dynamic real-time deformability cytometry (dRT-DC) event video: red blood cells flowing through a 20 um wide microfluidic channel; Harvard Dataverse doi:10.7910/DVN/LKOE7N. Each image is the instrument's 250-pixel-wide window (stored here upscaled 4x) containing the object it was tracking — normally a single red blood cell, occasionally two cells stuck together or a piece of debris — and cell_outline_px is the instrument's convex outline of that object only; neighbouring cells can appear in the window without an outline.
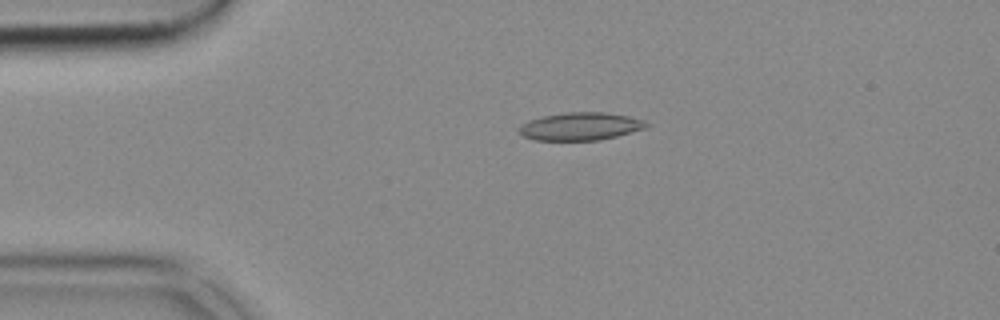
{"species": "common noctule bat (a hibernating species)", "species_latin": "Nyctalus noctula", "temperature_condition": "cold", "stored_images_in_passage": 37, "camera_frame_rate_fps": 3000, "um_per_image_px": 0.085, "animal": {"sex": "female", "body_mass_g": 18.4}, "frame": {"image": 1, "passage_image": 3, "time_ms": 0.667, "image_size_px": [1000, 320], "cell_outline_px": [[648, 124], [644, 128], [616, 136], [600, 140], [536, 140], [524, 136], [520, 132], [520, 128], [528, 120], [544, 116], [564, 112], [604, 112], [628, 116], [644, 120]], "centroid_in_image_um": [49.34, 10.73], "position_along_channel_um": 35.7, "area_um2": 20.29}}
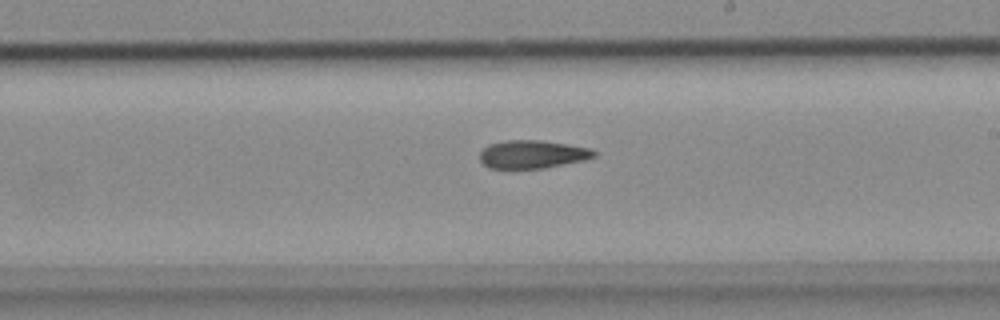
{"frame": {"image": 2, "passage_image": 22, "time_ms": 7.0, "image_size_px": [1000, 320], "cell_outline_px": [[596, 156], [584, 160], [544, 168], [488, 168], [480, 160], [480, 152], [488, 144], [508, 140], [540, 140], [568, 144], [592, 148], [596, 152]], "centroid_in_image_um": [45.27, 13.11], "position_along_channel_um": 243.7, "area_um2": 18.73}}
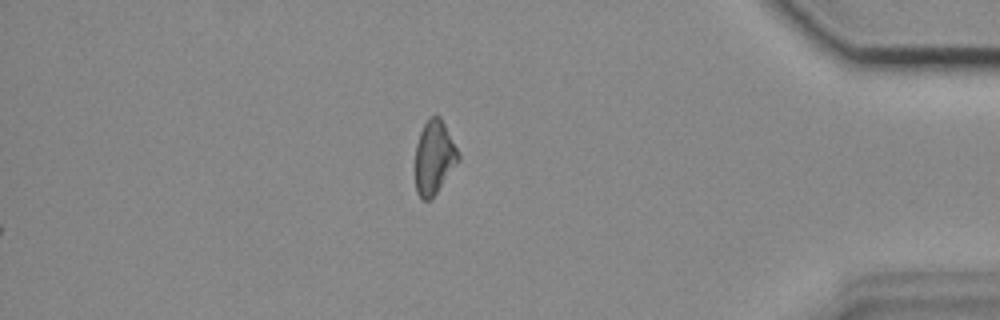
{"frame": {"image": 3, "passage_image": 37, "time_ms": 12.0, "image_size_px": [1000, 320], "cell_outline_px": [[460, 160], [436, 192], [428, 200], [424, 200], [416, 192], [416, 144], [420, 132], [424, 124], [432, 116], [440, 116], [460, 156]], "centroid_in_image_um": [36.9, 13.37], "position_along_channel_um": 398.3, "area_um2": 17.98}}